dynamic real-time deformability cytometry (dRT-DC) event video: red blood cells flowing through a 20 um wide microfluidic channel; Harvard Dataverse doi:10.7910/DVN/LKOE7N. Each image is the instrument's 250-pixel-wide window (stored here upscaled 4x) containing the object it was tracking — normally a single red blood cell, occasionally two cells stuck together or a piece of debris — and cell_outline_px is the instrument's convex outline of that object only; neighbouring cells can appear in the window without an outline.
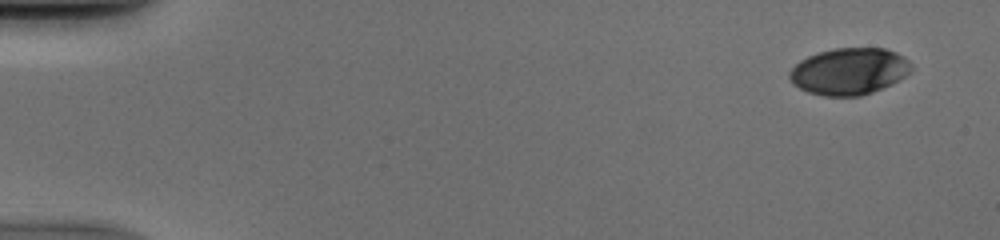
{"species": "human", "species_latin": "Homo sapiens", "temperature_condition": "cold", "stored_images_in_passage": 49, "camera_frame_rate_fps": 3000, "um_per_image_px": 0.085, "donor": {"sex": "male"}, "frame": {"image": 1, "passage_image": 1, "time_ms": 0.0, "image_size_px": [1000, 240], "cell_outline_px": [[912, 68], [908, 72], [896, 80], [880, 88], [856, 96], [828, 96], [808, 92], [800, 88], [788, 76], [788, 72], [800, 60], [808, 56], [832, 48], [884, 48], [896, 52], [904, 56], [908, 60]], "centroid_in_image_um": [72.15, 6.03], "position_along_channel_um": 12.9, "area_um2": 32.48}}
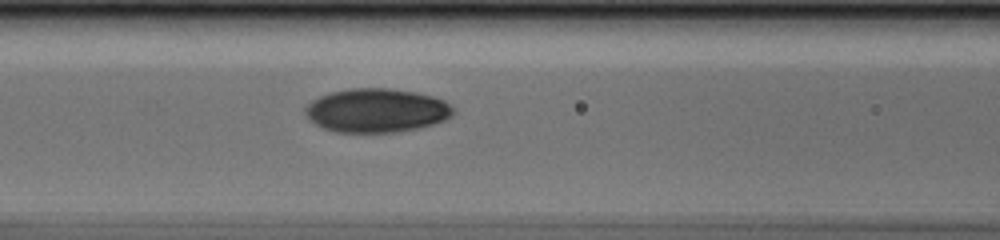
{"frame": {"image": 2, "passage_image": 21, "time_ms": 6.667, "image_size_px": [1000, 240], "cell_outline_px": [[456, 112], [452, 116], [444, 120], [432, 124], [416, 128], [396, 132], [336, 132], [324, 128], [316, 124], [304, 112], [304, 108], [312, 100], [320, 96], [332, 92], [348, 88], [388, 88], [416, 92], [432, 96], [444, 100]], "centroid_in_image_um": [32.01, 9.38], "position_along_channel_um": 134.6, "area_um2": 37.63}}
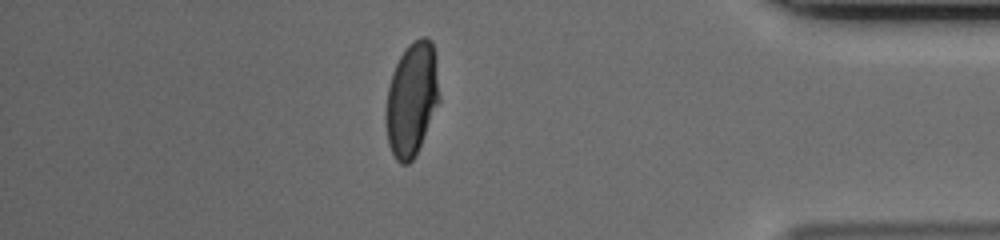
{"frame": {"image": 3, "passage_image": 43, "time_ms": 14.0, "image_size_px": [1000, 240], "cell_outline_px": [[440, 100], [416, 156], [408, 164], [400, 164], [396, 160], [388, 144], [384, 116], [388, 88], [392, 72], [400, 56], [408, 44], [420, 36], [428, 36], [432, 40], [436, 52]], "centroid_in_image_um": [35.01, 8.41], "position_along_channel_um": 400.2, "area_um2": 36.13}}